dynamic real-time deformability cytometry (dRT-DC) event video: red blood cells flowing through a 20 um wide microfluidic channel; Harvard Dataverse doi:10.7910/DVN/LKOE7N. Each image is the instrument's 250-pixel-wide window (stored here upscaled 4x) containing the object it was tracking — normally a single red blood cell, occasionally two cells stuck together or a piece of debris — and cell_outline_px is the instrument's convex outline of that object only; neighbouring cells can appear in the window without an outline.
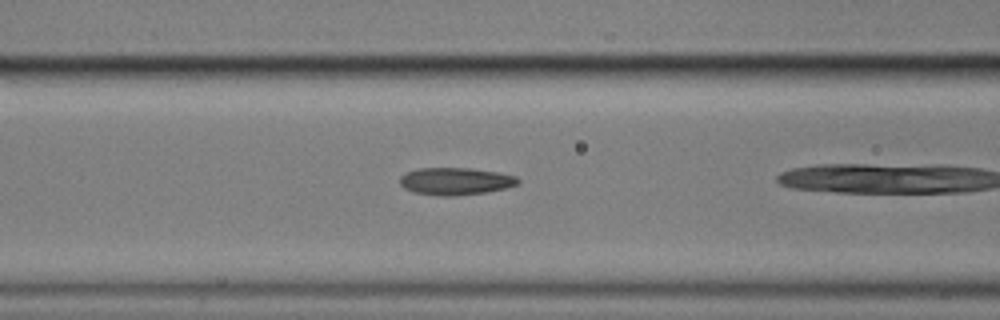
{"species": "common noctule bat (a hibernating species)", "species_latin": "Nyctalus noctula", "temperature_condition": "cold", "stored_images_in_passage": 36, "camera_frame_rate_fps": 3000, "um_per_image_px": 0.085, "animal": {"sex": "male", "body_mass_g": 17.9}, "frame": {"image": 1, "passage_image": 18, "time_ms": 5.667, "image_size_px": [1000, 320], "cell_outline_px": [[520, 180], [516, 184], [508, 188], [484, 192], [452, 196], [444, 196], [412, 192], [404, 188], [400, 184], [400, 176], [416, 168], [472, 168], [496, 172], [516, 176]], "centroid_in_image_um": [38.7, 15.4], "position_along_channel_um": 127.9, "area_um2": 18.73}}
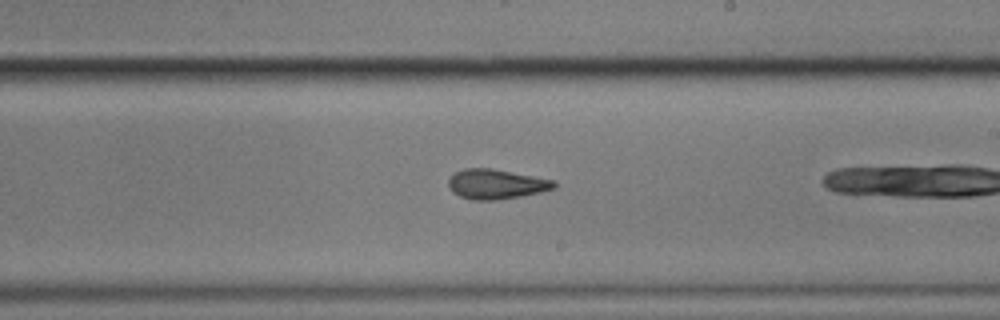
{"frame": {"image": 2, "passage_image": 28, "time_ms": 9.0, "image_size_px": [1000, 320], "cell_outline_px": [[556, 188], [540, 192], [520, 196], [496, 200], [472, 200], [460, 196], [452, 192], [448, 184], [448, 180], [452, 172], [464, 168], [492, 168], [556, 180]], "centroid_in_image_um": [42.16, 15.64], "position_along_channel_um": 246.8, "area_um2": 18.55}}
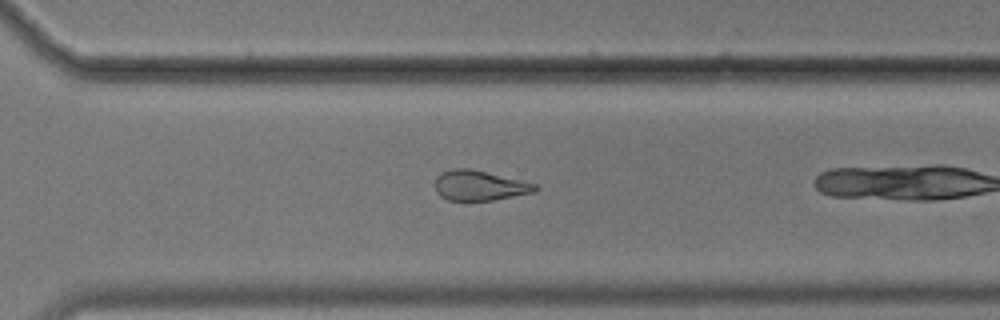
{"frame": {"image": 3, "passage_image": 35, "time_ms": 11.333, "image_size_px": [1000, 320], "cell_outline_px": [[540, 188], [532, 192], [492, 200], [448, 200], [440, 196], [436, 192], [432, 184], [436, 176], [440, 172], [452, 168], [472, 168], [536, 184]], "centroid_in_image_um": [40.66, 15.75], "position_along_channel_um": 329.9, "area_um2": 17.69}}